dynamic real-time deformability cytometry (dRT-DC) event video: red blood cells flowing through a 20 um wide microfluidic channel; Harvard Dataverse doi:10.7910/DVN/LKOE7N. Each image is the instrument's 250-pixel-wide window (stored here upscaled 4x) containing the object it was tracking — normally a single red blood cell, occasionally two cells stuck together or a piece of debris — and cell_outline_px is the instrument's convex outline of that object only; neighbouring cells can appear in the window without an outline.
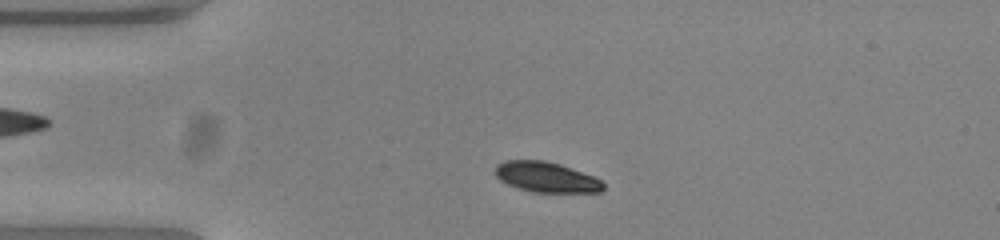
{"species": "common noctule bat (a hibernating species)", "species_latin": "Nyctalus noctula", "temperature_condition": "warm", "stored_images_in_passage": 45, "camera_frame_rate_fps": 3000, "um_per_image_px": 0.085, "animal": {"sex": "female", "body_mass_g": 23.0, "forearm_length_mm": 53.4}, "frame": {"image": 1, "passage_image": 4, "time_ms": 1.0, "image_size_px": [1000, 240], "cell_outline_px": [[604, 188], [600, 192], [532, 192], [508, 184], [500, 180], [496, 176], [496, 164], [504, 160], [544, 160], [560, 164], [596, 176], [604, 184]], "centroid_in_image_um": [46.45, 15.04], "position_along_channel_um": 38.5, "area_um2": 19.13}}
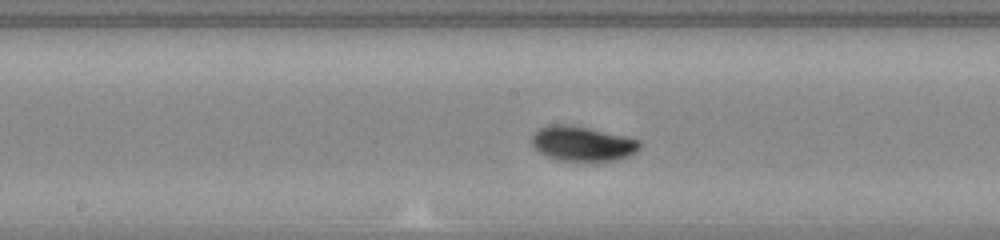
{"frame": {"image": 2, "passage_image": 19, "time_ms": 6.0, "image_size_px": [1000, 240], "cell_outline_px": [[640, 148], [636, 152], [628, 156], [616, 160], [560, 160], [548, 156], [540, 152], [532, 144], [532, 132], [540, 128], [552, 124], [560, 124], [588, 128], [624, 136], [640, 140]], "centroid_in_image_um": [49.5, 12.2], "position_along_channel_um": 198.7, "area_um2": 21.44}}
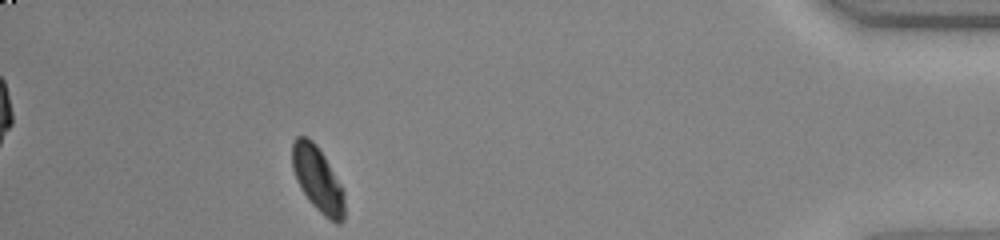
{"frame": {"image": 3, "passage_image": 40, "time_ms": 13.0, "image_size_px": [1000, 240], "cell_outline_px": [[344, 220], [340, 224], [336, 224], [324, 216], [308, 200], [300, 188], [296, 180], [292, 168], [292, 144], [296, 136], [308, 136], [316, 144], [324, 156], [340, 184], [344, 192]], "centroid_in_image_um": [26.99, 15.24], "position_along_channel_um": 408.2, "area_um2": 19.88}, "authors_computed_cell_mechanics": {"area_um2": 20.7502, "velocity_mm_per_s": 3.8151, "shape_relaxation_time_tau1_ms": 3.0008, "shape_relaxation_time_tau2_ms": null, "deformation_change_tau1": 0.1291, "deformation_change_tau2": null}}